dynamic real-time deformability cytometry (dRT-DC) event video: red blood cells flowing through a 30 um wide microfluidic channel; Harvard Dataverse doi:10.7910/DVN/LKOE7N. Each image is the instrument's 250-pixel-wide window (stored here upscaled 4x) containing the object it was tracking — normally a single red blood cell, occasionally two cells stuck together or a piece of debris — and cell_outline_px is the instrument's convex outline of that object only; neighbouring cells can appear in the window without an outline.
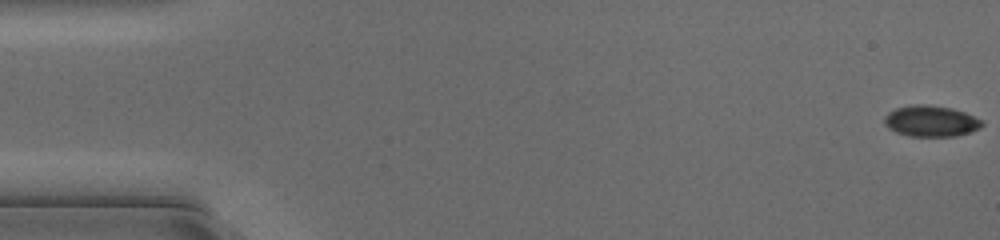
{"species": "common noctule bat (a hibernating species)", "species_latin": "Nyctalus noctula", "temperature_condition": "cold", "stored_images_in_passage": 50, "camera_frame_rate_fps": 3000, "um_per_image_px": 0.085, "animal": {"sex": "female", "body_mass_g": 17.0, "forearm_length_mm": 48.0}, "frame": {"image": 1, "passage_image": 1, "time_ms": 0.0, "image_size_px": [1000, 240], "cell_outline_px": [[984, 124], [980, 128], [956, 136], [912, 136], [896, 132], [888, 128], [884, 124], [884, 116], [888, 112], [896, 108], [916, 104], [924, 104], [952, 108], [964, 112], [980, 120]], "centroid_in_image_um": [79.09, 10.29], "position_along_channel_um": 5.9, "area_um2": 17.51}}
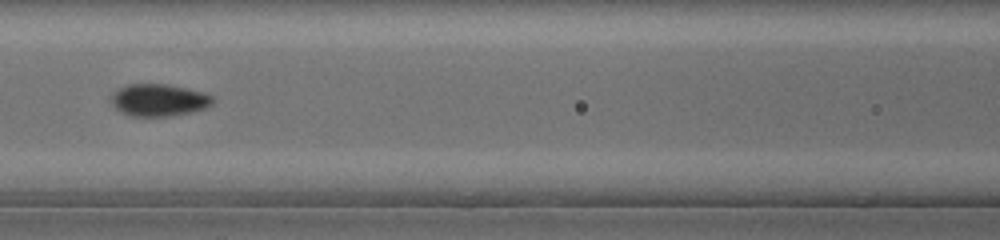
{"frame": {"image": 2, "passage_image": 22, "time_ms": 7.0, "image_size_px": [1000, 240], "cell_outline_px": [[216, 100], [212, 104], [204, 108], [172, 116], [128, 116], [120, 112], [116, 108], [112, 100], [112, 92], [128, 84], [168, 84], [204, 92], [212, 96]], "centroid_in_image_um": [13.51, 8.5], "position_along_channel_um": 153.1, "area_um2": 19.02}}
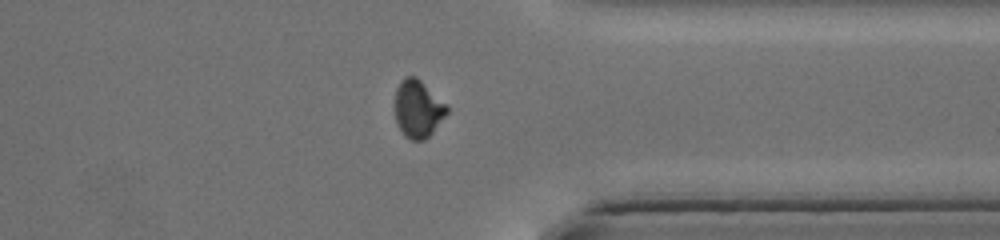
{"frame": {"image": 3, "passage_image": 38, "time_ms": 12.333, "image_size_px": [1000, 240], "cell_outline_px": [[448, 112], [432, 132], [424, 140], [412, 140], [404, 136], [396, 124], [396, 88], [400, 80], [408, 76], [416, 76], [448, 104]], "centroid_in_image_um": [35.53, 9.24], "position_along_channel_um": 375.9, "area_um2": 17.46}}